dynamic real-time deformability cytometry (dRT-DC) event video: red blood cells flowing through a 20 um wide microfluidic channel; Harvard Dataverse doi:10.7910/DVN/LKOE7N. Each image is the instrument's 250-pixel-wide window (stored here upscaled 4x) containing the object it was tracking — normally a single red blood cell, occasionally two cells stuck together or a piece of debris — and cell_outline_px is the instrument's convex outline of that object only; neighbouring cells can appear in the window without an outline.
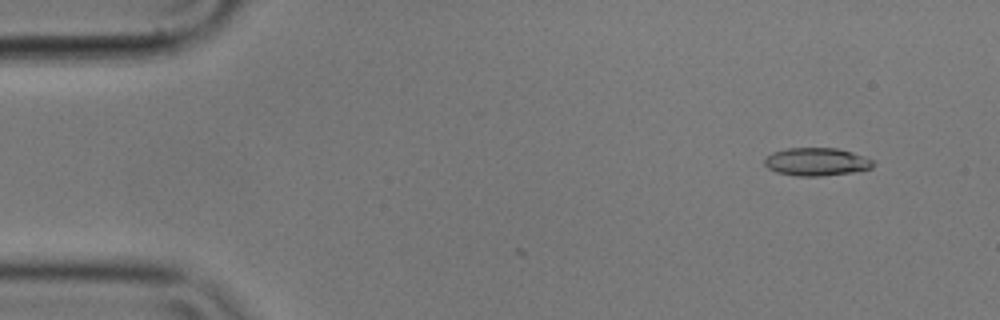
{"species": "common noctule bat (a hibernating species)", "species_latin": "Nyctalus noctula", "temperature_condition": "cold", "stored_images_in_passage": 5, "camera_frame_rate_fps": 3000, "um_per_image_px": 0.085, "animal": {"sex": "male", "body_mass_g": 17.9}, "frame": {"image": 1, "passage_image": 2, "time_ms": 0.333, "image_size_px": [1000, 320], "cell_outline_px": [[876, 164], [872, 168], [852, 172], [820, 176], [796, 176], [776, 172], [768, 168], [764, 164], [764, 160], [772, 152], [788, 148], [836, 148], [852, 152], [864, 156], [872, 160]], "centroid_in_image_um": [69.4, 13.75], "position_along_channel_um": 15.6, "area_um2": 17.69}}